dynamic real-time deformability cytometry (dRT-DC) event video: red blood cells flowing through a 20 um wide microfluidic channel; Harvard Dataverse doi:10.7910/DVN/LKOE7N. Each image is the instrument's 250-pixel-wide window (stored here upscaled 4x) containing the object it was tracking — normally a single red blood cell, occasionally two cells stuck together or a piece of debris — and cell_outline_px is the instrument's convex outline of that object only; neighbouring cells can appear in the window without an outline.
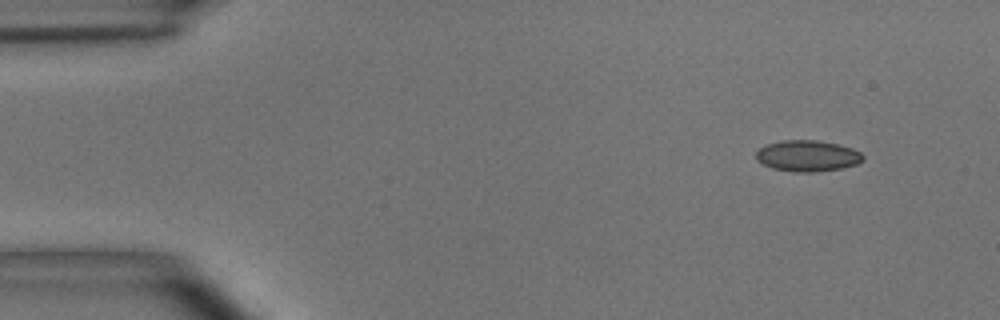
{"species": "common noctule bat (a hibernating species)", "species_latin": "Nyctalus noctula", "temperature_condition": "room temperature", "stored_images_in_passage": 1, "camera_frame_rate_fps": 3000, "um_per_image_px": 0.085, "animal": {"sex": "male", "body_mass_g": 15.6}, "frame": {"image": 1, "passage_image": 1, "time_ms": 0.0, "image_size_px": [1000, 320], "cell_outline_px": [[864, 160], [856, 164], [840, 168], [812, 172], [796, 172], [772, 168], [756, 160], [756, 152], [760, 148], [768, 144], [784, 140], [816, 140], [836, 144], [852, 148], [860, 152], [864, 156]], "centroid_in_image_um": [68.64, 13.25], "position_along_channel_um": 16.4, "area_um2": 19.19}}